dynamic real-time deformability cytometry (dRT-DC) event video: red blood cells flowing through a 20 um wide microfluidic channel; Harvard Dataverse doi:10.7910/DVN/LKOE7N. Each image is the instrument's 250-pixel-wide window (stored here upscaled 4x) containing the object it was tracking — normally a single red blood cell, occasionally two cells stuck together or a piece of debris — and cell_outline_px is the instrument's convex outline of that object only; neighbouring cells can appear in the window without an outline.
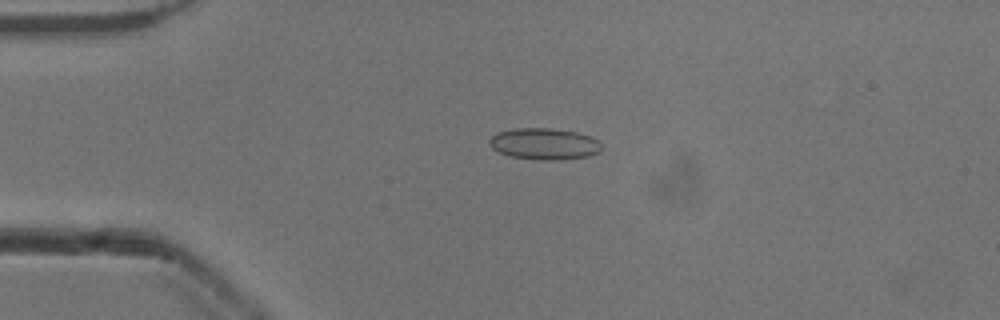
{"species": "common noctule bat (a hibernating species)", "species_latin": "Nyctalus noctula", "temperature_condition": "cold", "stored_images_in_passage": 47, "camera_frame_rate_fps": 3000, "um_per_image_px": 0.085, "animal": {"sex": "male", "body_mass_g": 13.3}, "frame": {"image": 1, "passage_image": 7, "time_ms": 2.0, "image_size_px": [1000, 320], "cell_outline_px": [[600, 152], [588, 156], [560, 160], [540, 160], [508, 156], [492, 148], [488, 144], [488, 140], [496, 132], [516, 128], [548, 128], [576, 132], [588, 136], [596, 140], [600, 144]], "centroid_in_image_um": [46.21, 12.23], "position_along_channel_um": 38.8, "area_um2": 20.52}}
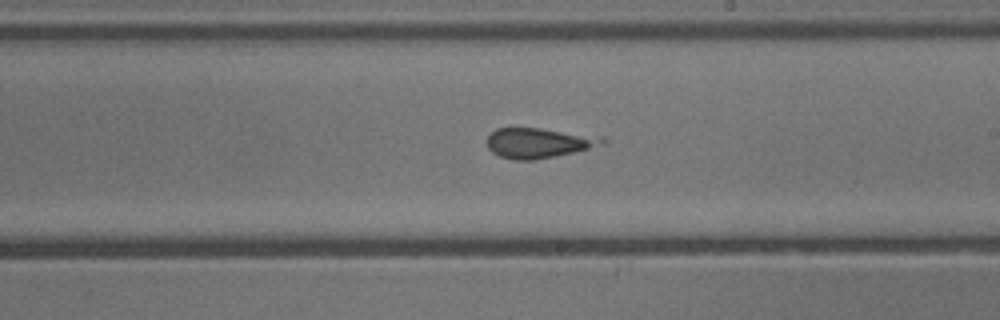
{"frame": {"image": 2, "passage_image": 25, "time_ms": 8.0, "image_size_px": [1000, 320], "cell_outline_px": [[608, 140], [604, 144], [576, 152], [536, 160], [512, 160], [500, 156], [492, 152], [488, 148], [488, 136], [496, 128], [540, 128], [604, 136]], "centroid_in_image_um": [45.84, 12.15], "position_along_channel_um": 243.2, "area_um2": 20.46}}
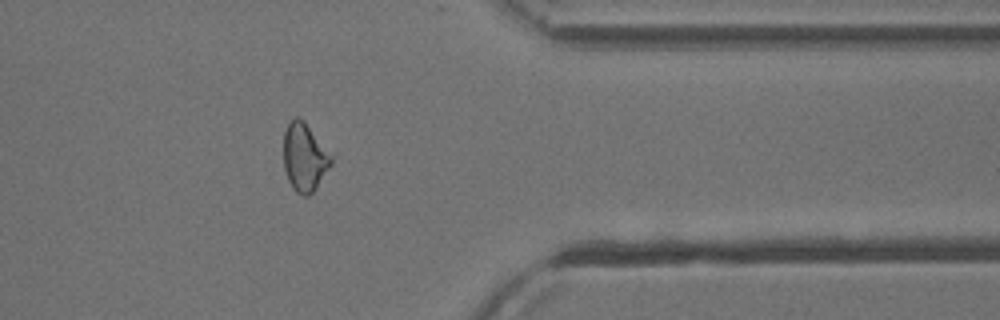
{"frame": {"image": 3, "passage_image": 37, "time_ms": 12.0, "image_size_px": [1000, 320], "cell_outline_px": [[332, 164], [316, 188], [308, 196], [304, 196], [296, 192], [292, 188], [288, 180], [284, 168], [284, 132], [288, 124], [296, 116], [304, 120], [332, 156]], "centroid_in_image_um": [25.88, 13.38], "position_along_channel_um": 385.5, "area_um2": 18.79}, "authors_computed_cell_mechanics": {"area_um2": 19.5942, "velocity_mm_per_s": 3.9201, "shape_relaxation_time_tau1_ms": null, "shape_relaxation_time_tau2_ms": 1.2967, "deformation_change_tau1": null, "deformation_change_tau2": 0.0968}}